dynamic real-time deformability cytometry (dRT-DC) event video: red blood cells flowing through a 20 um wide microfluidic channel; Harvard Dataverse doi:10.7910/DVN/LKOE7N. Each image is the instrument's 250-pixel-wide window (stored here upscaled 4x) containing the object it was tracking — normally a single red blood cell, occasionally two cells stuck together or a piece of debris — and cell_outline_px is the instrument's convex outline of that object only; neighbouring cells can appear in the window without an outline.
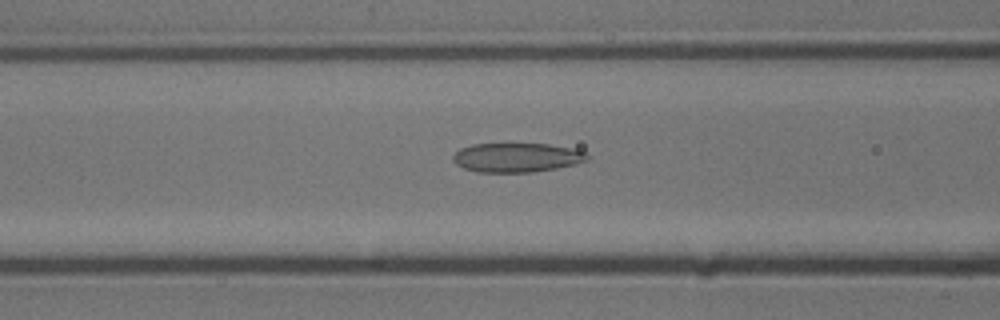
{"species": "common noctule bat (a hibernating species)", "species_latin": "Nyctalus noctula", "temperature_condition": "cold", "stored_images_in_passage": 9, "camera_frame_rate_fps": 3000, "um_per_image_px": 0.085, "animal": {"sex": "male", "body_mass_g": 13.3}, "frame": {"image": 1, "passage_image": 7, "time_ms": 2.0, "image_size_px": [1000, 320], "cell_outline_px": [[588, 160], [576, 164], [556, 168], [532, 172], [480, 172], [464, 168], [456, 164], [452, 160], [452, 156], [460, 148], [472, 144], [548, 144], [568, 148], [584, 152], [588, 156]], "centroid_in_image_um": [43.89, 13.39], "position_along_channel_um": 122.7, "area_um2": 22.66}}